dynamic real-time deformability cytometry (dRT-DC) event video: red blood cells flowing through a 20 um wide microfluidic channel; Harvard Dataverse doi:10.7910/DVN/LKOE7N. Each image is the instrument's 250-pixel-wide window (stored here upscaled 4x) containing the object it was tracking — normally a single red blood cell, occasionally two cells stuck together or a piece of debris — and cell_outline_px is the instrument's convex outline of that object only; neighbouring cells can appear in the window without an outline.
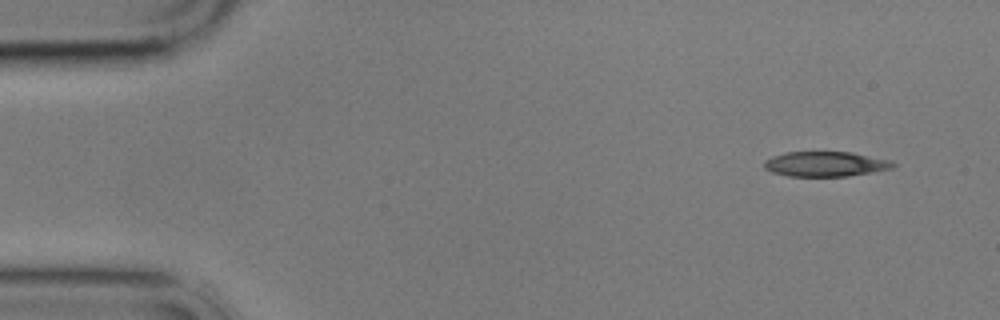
{"species": "common noctule bat (a hibernating species)", "species_latin": "Nyctalus noctula", "temperature_condition": "cold", "stored_images_in_passage": 5, "camera_frame_rate_fps": 3000, "um_per_image_px": 0.085, "animal": {"sex": "male", "body_mass_g": 17.9}, "frame": {"image": 1, "passage_image": 1, "time_ms": 0.0, "image_size_px": [1000, 320], "cell_outline_px": [[896, 164], [892, 168], [872, 172], [848, 176], [788, 176], [772, 172], [764, 168], [764, 160], [772, 156], [784, 152], [852, 152], [892, 160]], "centroid_in_image_um": [70.16, 13.93], "position_along_channel_um": 14.8, "area_um2": 18.84}}
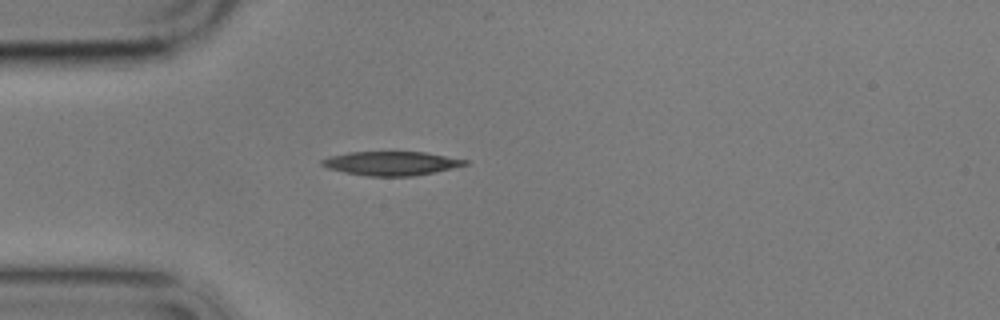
{"frame": {"image": 2, "passage_image": 4, "time_ms": 3.667, "image_size_px": [1000, 320], "cell_outline_px": [[468, 164], [452, 168], [412, 176], [368, 176], [328, 168], [320, 164], [320, 160], [328, 156], [348, 152], [424, 152], [468, 160]], "centroid_in_image_um": [33.23, 13.87], "position_along_channel_um": 51.8, "area_um2": 19.71}}